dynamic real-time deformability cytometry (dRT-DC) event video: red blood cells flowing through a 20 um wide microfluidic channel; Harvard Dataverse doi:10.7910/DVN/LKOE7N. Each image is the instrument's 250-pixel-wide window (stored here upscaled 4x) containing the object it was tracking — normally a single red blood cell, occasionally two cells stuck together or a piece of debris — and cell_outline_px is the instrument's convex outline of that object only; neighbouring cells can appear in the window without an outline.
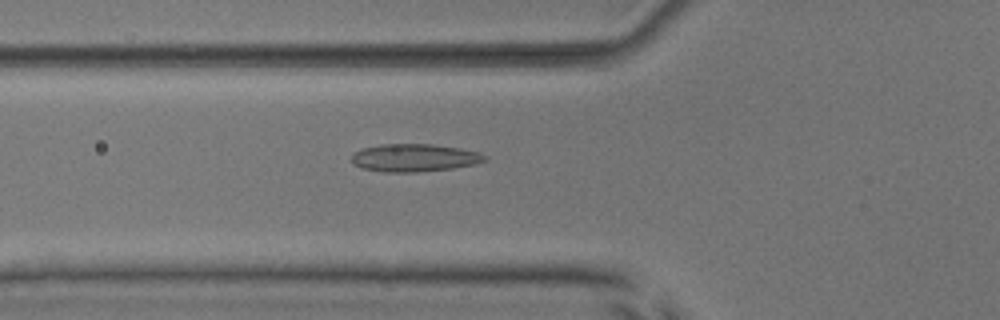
{"species": "common noctule bat (a hibernating species)", "species_latin": "Nyctalus noctula", "temperature_condition": "room temperature", "stored_images_in_passage": 42, "camera_frame_rate_fps": 3000, "um_per_image_px": 0.085, "animal": {"sex": "male", "body_mass_g": 17.9, "forearm_length_mm": 54.2}, "frame": {"image": 1, "passage_image": 8, "time_ms": 2.333, "image_size_px": [1000, 320], "cell_outline_px": [[488, 160], [476, 164], [452, 168], [416, 172], [384, 172], [360, 168], [352, 164], [352, 152], [360, 148], [380, 144], [432, 144], [460, 148], [480, 152], [488, 156]], "centroid_in_image_um": [35.21, 13.4], "position_along_channel_um": 90.6, "area_um2": 21.91}}
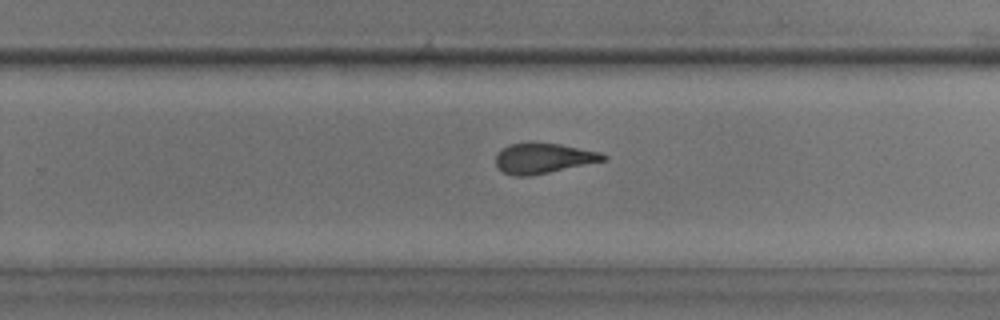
{"frame": {"image": 2, "passage_image": 23, "time_ms": 7.333, "image_size_px": [1000, 320], "cell_outline_px": [[608, 160], [528, 176], [512, 176], [504, 172], [496, 164], [496, 152], [508, 144], [532, 140], [560, 144], [600, 152], [608, 156]], "centroid_in_image_um": [46.16, 13.41], "position_along_channel_um": 283.6, "area_um2": 19.36}}
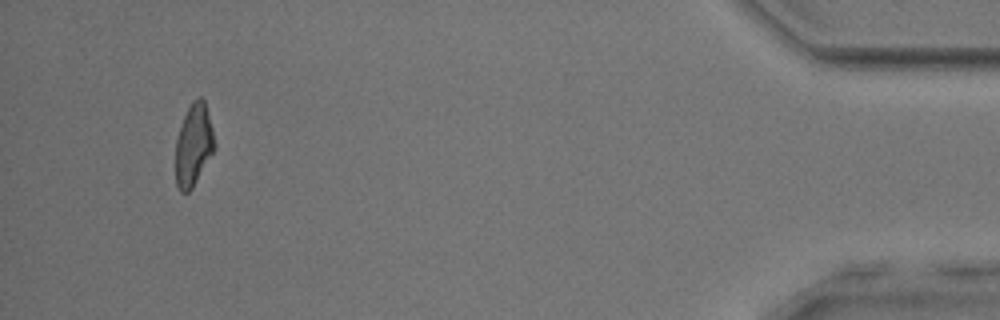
{"frame": {"image": 3, "passage_image": 39, "time_ms": 12.667, "image_size_px": [1000, 320], "cell_outline_px": [[216, 144], [212, 152], [192, 188], [188, 192], [180, 192], [176, 184], [176, 140], [184, 116], [192, 100], [200, 96], [204, 100], [212, 128]], "centroid_in_image_um": [16.44, 12.31], "position_along_channel_um": 418.8, "area_um2": 18.21}, "authors_computed_cell_mechanics": {"area_um2": 19.5653, "velocity_mm_per_s": 3.8655, "shape_relaxation_time_tau1_ms": null, "shape_relaxation_time_tau2_ms": 1.8365, "deformation_change_tau1": null, "deformation_change_tau2": 0.109}}